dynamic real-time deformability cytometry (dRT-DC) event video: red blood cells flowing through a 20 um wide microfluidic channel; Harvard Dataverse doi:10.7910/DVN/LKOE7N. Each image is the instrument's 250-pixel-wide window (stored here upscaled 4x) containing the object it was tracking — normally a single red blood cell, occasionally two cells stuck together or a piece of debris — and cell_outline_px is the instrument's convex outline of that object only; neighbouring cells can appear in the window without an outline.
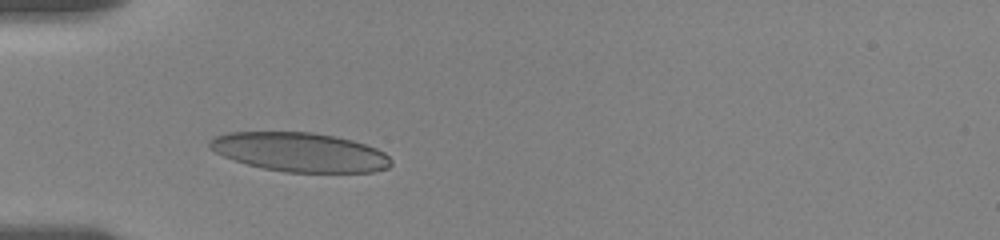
{"species": "human", "species_latin": "Homo sapiens", "temperature_condition": "room temperature", "stored_images_in_passage": 56, "camera_frame_rate_fps": 3000, "um_per_image_px": 0.085, "donor": {"sex": "female"}, "frame": {"image": 1, "passage_image": 1, "time_ms": 0.0, "image_size_px": [1000, 240], "cell_outline_px": [[392, 164], [388, 168], [372, 172], [284, 172], [264, 168], [248, 164], [224, 156], [208, 148], [208, 140], [212, 136], [228, 132], [312, 132], [336, 136], [352, 140], [376, 148], [384, 152], [392, 160]], "centroid_in_image_um": [25.48, 12.92], "position_along_channel_um": 59.5, "area_um2": 41.44}}
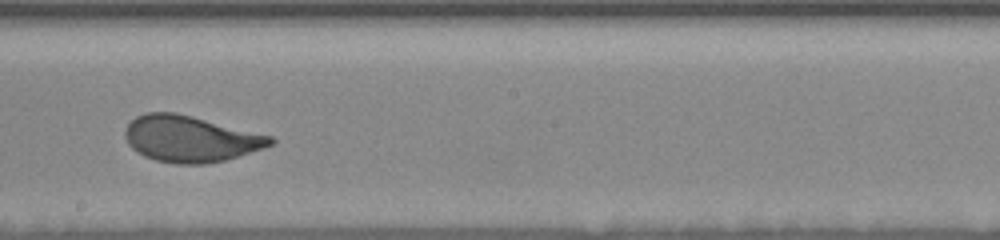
{"frame": {"image": 2, "passage_image": 32, "time_ms": 5.0, "image_size_px": [1000, 240], "cell_outline_px": [[276, 140], [272, 144], [264, 148], [224, 160], [208, 164], [176, 164], [156, 160], [144, 156], [136, 152], [128, 144], [124, 136], [124, 132], [128, 124], [136, 116], [148, 112], [176, 112], [272, 136]], "centroid_in_image_um": [16.16, 11.8], "position_along_channel_um": 232.0, "area_um2": 39.13}}
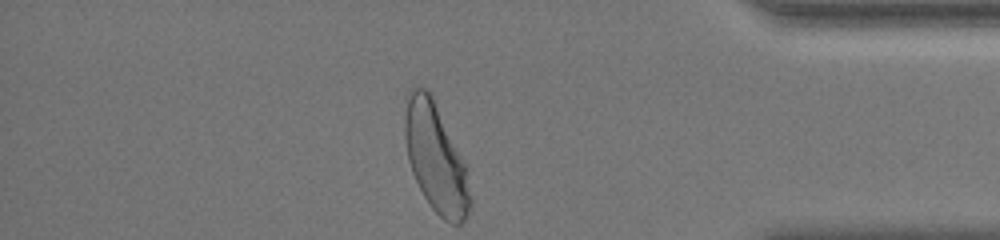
{"frame": {"image": 3, "passage_image": 56, "time_ms": 10.333, "image_size_px": [1000, 240], "cell_outline_px": [[472, 204], [468, 216], [460, 224], [452, 224], [444, 220], [432, 208], [424, 196], [412, 172], [408, 160], [404, 136], [404, 116], [408, 88], [420, 84], [428, 88], [432, 96], [464, 164], [472, 196]], "centroid_in_image_um": [37.01, 13.4], "position_along_channel_um": 398.2, "area_um2": 41.33}, "authors_computed_cell_mechanics": {"area_um2": 39.4774, "velocity_mm_per_s": 3.5669, "shape_relaxation_time_tau1_ms": 4.0569, "shape_relaxation_time_tau2_ms": null, "deformation_change_tau1": 0.1574, "deformation_change_tau2": null}}